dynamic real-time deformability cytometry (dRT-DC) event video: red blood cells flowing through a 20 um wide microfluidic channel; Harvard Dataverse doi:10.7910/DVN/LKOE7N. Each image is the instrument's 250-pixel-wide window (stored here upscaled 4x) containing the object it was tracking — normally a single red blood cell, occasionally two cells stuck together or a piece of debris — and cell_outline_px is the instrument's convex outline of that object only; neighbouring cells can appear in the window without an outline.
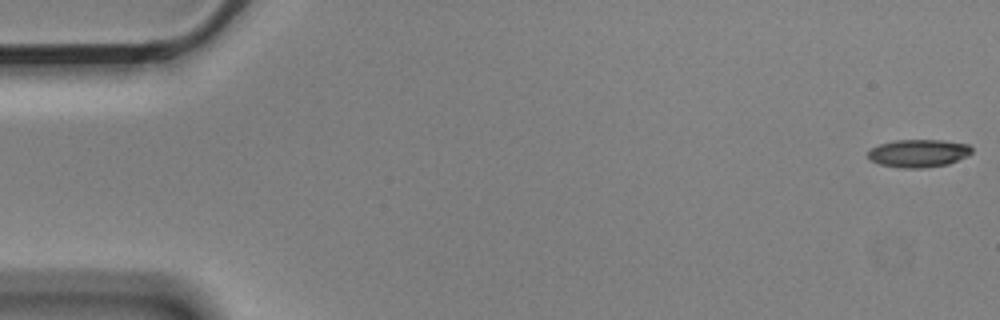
{"species": "Egyptian fruit bat (a non-hibernating species)", "species_latin": "Rousettus aegyptiacus", "temperature_condition": "cold", "stored_images_in_passage": 11, "camera_frame_rate_fps": 3000, "um_per_image_px": 0.085, "animal": {"sex": "male"}, "frame": {"image": 1, "passage_image": 1, "time_ms": 0.0, "image_size_px": [1000, 320], "cell_outline_px": [[972, 152], [968, 156], [948, 164], [924, 168], [904, 168], [880, 164], [872, 160], [868, 156], [868, 152], [872, 148], [880, 144], [896, 140], [944, 140], [968, 144], [972, 148]], "centroid_in_image_um": [78.12, 13.02], "position_along_channel_um": 6.9, "area_um2": 16.76}}
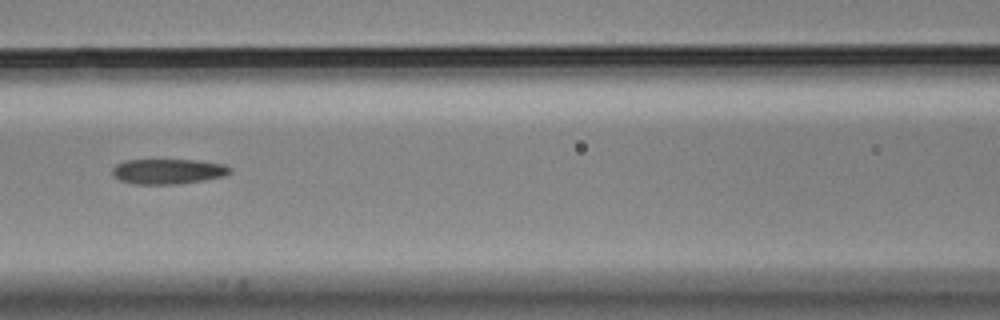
{"frame": {"image": 2, "passage_image": 7, "time_ms": 2.0, "image_size_px": [1000, 320], "cell_outline_px": [[232, 172], [224, 176], [204, 180], [176, 184], [136, 184], [120, 180], [112, 176], [112, 168], [116, 164], [128, 160], [196, 160], [224, 164], [232, 168]], "centroid_in_image_um": [14.29, 14.57], "position_along_channel_um": 152.3, "area_um2": 17.28}}
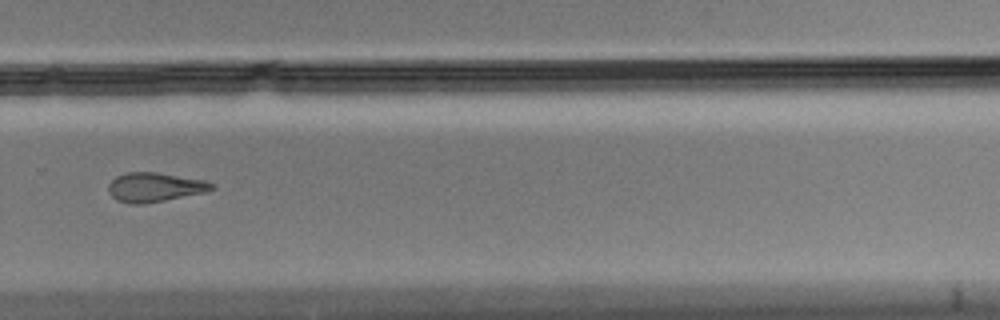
{"frame": {"image": 3, "passage_image": 11, "time_ms": 3.333, "image_size_px": [1000, 320], "cell_outline_px": [[216, 188], [208, 192], [144, 204], [128, 204], [116, 200], [108, 192], [108, 184], [116, 176], [128, 172], [156, 172], [204, 180], [216, 184]], "centroid_in_image_um": [13.17, 15.92], "position_along_channel_um": 316.6, "area_um2": 17.86}}